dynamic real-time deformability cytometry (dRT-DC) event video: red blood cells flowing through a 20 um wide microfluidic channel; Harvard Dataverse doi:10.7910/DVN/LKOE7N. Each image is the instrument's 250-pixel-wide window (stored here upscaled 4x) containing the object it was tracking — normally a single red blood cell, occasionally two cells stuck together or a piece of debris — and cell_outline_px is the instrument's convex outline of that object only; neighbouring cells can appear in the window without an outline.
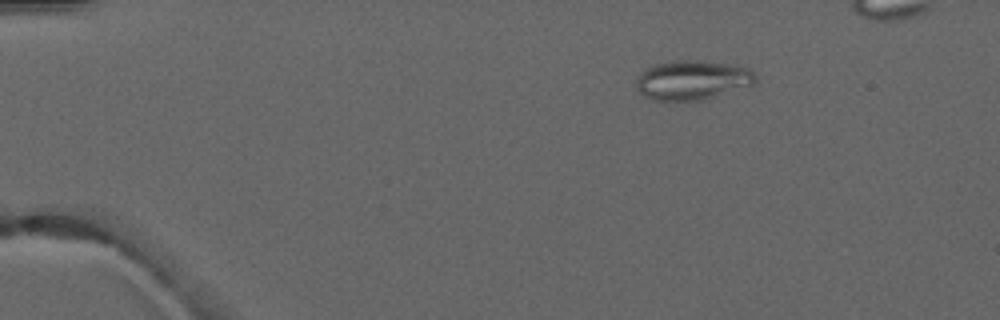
{"species": "common noctule bat (a hibernating species)", "species_latin": "Nyctalus noctula", "temperature_condition": "warm", "stored_images_in_passage": 4, "camera_frame_rate_fps": 3000, "um_per_image_px": 0.085, "animal": {"sex": "male", "forearm_length_mm": 52.5}, "frame": {"image": 1, "passage_image": 1, "time_ms": 0.0, "image_size_px": [1000, 320], "cell_outline_px": [[756, 80], [752, 84], [700, 100], [652, 100], [644, 96], [636, 88], [636, 80], [640, 72], [644, 68], [652, 64], [672, 60], [704, 60], [732, 64], [748, 68], [756, 76]], "centroid_in_image_um": [58.77, 6.77], "position_along_channel_um": 26.2, "area_um2": 27.4}}